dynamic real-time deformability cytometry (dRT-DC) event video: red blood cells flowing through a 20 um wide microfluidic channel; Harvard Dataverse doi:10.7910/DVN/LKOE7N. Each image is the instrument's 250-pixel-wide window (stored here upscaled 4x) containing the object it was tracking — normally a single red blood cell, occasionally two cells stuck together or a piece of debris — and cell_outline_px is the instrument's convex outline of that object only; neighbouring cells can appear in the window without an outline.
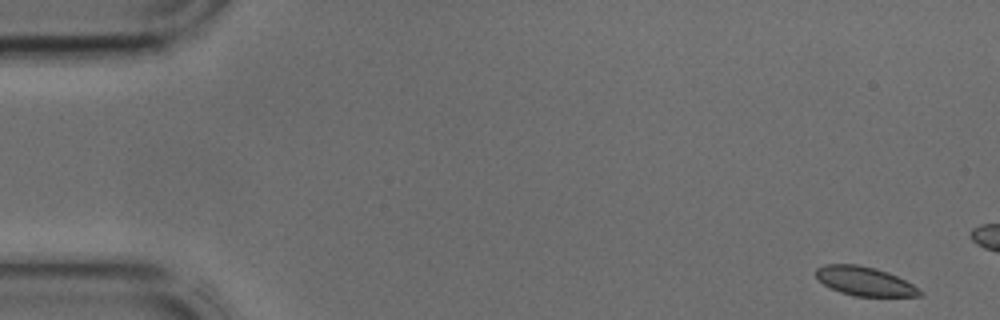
{"species": "common noctule bat (a hibernating species)", "species_latin": "Nyctalus noctula", "temperature_condition": "cold", "stored_images_in_passage": 10, "camera_frame_rate_fps": 3000, "um_per_image_px": 0.085, "animal": {"sex": "male", "body_mass_g": 17.9, "forearm_length_mm": 54.2}, "frame": {"image": 1, "passage_image": 1, "time_ms": 0.0, "image_size_px": [1000, 320], "cell_outline_px": [[924, 292], [920, 296], [856, 296], [840, 292], [824, 284], [816, 276], [816, 268], [824, 264], [856, 264], [876, 268], [888, 272], [912, 284]], "centroid_in_image_um": [73.5, 23.89], "position_along_channel_um": 11.5, "area_um2": 17.4}}